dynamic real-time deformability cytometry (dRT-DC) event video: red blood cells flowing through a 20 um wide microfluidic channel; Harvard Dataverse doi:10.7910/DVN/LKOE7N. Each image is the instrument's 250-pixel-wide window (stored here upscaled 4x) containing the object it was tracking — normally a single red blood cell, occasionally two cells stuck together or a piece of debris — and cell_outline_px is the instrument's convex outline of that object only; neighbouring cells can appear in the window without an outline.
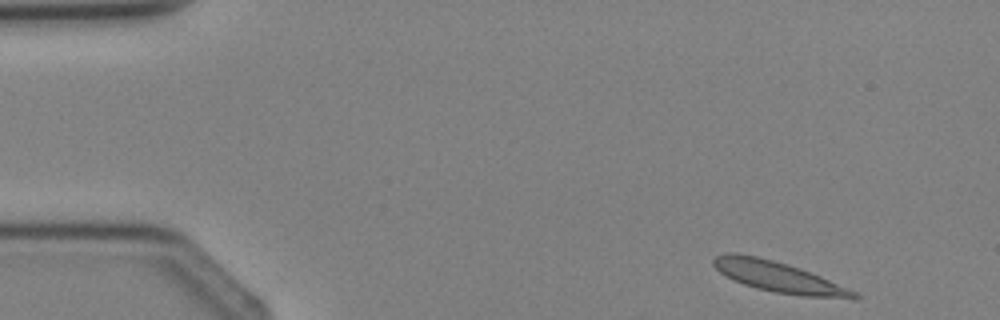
{"species": "Egyptian fruit bat (a non-hibernating species)", "species_latin": "Rousettus aegyptiacus", "temperature_condition": "cold", "stored_images_in_passage": 3, "segment_of_instrument_passage": [1, 2], "camera_frame_rate_fps": 3000, "um_per_image_px": 0.085, "animal": {"sex": "female"}, "frame": {"image": 1, "passage_image": 1, "time_ms": 0.0, "image_size_px": [1000, 320], "cell_outline_px": [[860, 296], [856, 300], [804, 296], [776, 292], [756, 288], [732, 280], [720, 272], [712, 264], [712, 260], [716, 256], [728, 252], [736, 252], [756, 256], [788, 264], [800, 268], [820, 276], [848, 288], [856, 292]], "centroid_in_image_um": [66.18, 23.54], "position_along_channel_um": 18.8, "area_um2": 25.09}}